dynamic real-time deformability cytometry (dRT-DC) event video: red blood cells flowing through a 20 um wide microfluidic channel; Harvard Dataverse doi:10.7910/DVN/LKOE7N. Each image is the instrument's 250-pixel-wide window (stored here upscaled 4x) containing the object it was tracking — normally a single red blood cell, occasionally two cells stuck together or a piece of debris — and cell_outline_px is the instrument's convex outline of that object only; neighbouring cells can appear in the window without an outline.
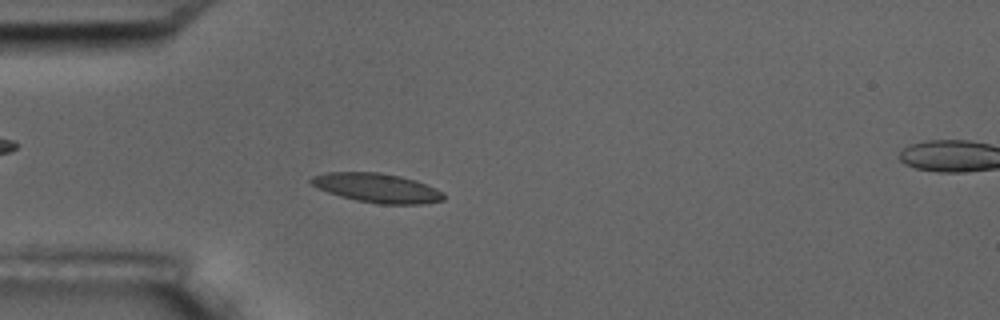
{"species": "common noctule bat (a hibernating species)", "species_latin": "Nyctalus noctula", "temperature_condition": "room temperature", "stored_images_in_passage": 5, "segment_of_instrument_passage": [1, 2], "camera_frame_rate_fps": 3000, "um_per_image_px": 0.085, "animal": {"sex": "male", "body_mass_g": 17.5, "forearm_length_mm": 52.3}, "frame": {"image": 1, "passage_image": 4, "time_ms": 3.333, "image_size_px": [1000, 320], "cell_outline_px": [[444, 200], [420, 204], [380, 204], [356, 200], [340, 196], [328, 192], [312, 184], [308, 180], [312, 176], [328, 172], [380, 172], [400, 176], [416, 180], [436, 188], [444, 192]], "centroid_in_image_um": [32.07, 15.97], "position_along_channel_um": 52.9, "area_um2": 22.54}}